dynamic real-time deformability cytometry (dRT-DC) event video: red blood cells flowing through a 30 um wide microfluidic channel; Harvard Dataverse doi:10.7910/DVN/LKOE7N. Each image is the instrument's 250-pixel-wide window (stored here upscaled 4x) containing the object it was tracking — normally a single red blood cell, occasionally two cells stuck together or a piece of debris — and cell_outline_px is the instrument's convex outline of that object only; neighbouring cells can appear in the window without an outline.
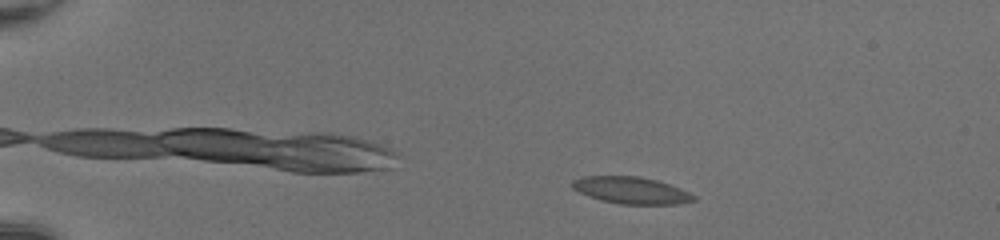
{"species": "common noctule bat (a hibernating species)", "species_latin": "Nyctalus noctula", "temperature_condition": "room temperature", "stored_images_in_passage": 48, "camera_frame_rate_fps": 3000, "um_per_image_px": 0.085, "animal": {"sex": "female", "body_mass_g": 20.0, "forearm_length_mm": 54.0}, "frame": {"image": 1, "passage_image": 7, "time_ms": 2.0, "image_size_px": [1000, 240], "cell_outline_px": [[696, 200], [680, 204], [620, 204], [600, 200], [588, 196], [572, 188], [572, 180], [580, 176], [640, 176], [656, 180], [680, 188], [696, 196]], "centroid_in_image_um": [53.64, 16.17], "position_along_channel_um": 31.4, "area_um2": 19.07}}
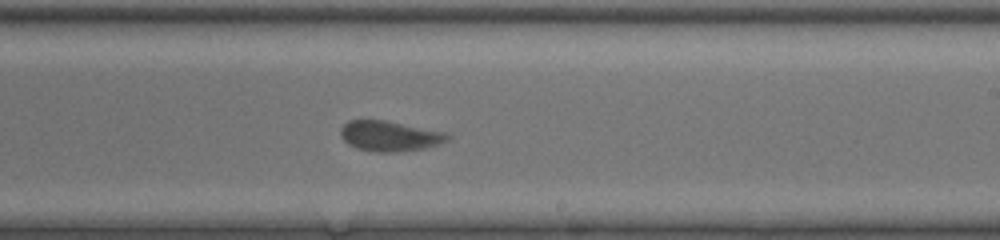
{"frame": {"image": 2, "passage_image": 30, "time_ms": 9.667, "image_size_px": [1000, 240], "cell_outline_px": [[452, 136], [448, 140], [440, 144], [424, 148], [396, 152], [372, 152], [356, 148], [348, 144], [340, 136], [340, 128], [348, 120], [384, 120], [444, 132]], "centroid_in_image_um": [33.09, 11.57], "position_along_channel_um": 255.9, "area_um2": 18.9}}
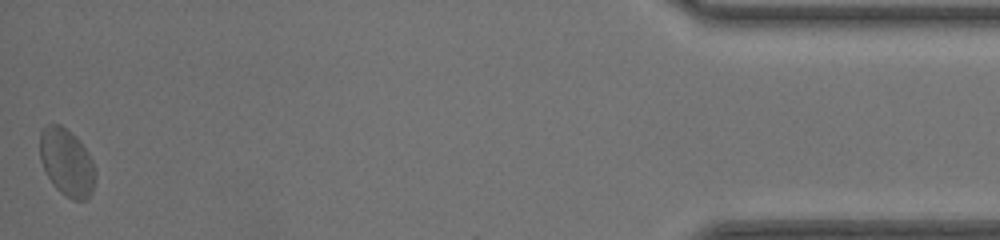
{"frame": {"image": 3, "passage_image": 48, "time_ms": 15.667, "image_size_px": [1000, 240], "cell_outline_px": [[96, 180], [92, 192], [84, 200], [72, 200], [60, 192], [56, 188], [48, 176], [40, 160], [40, 132], [48, 124], [60, 124], [76, 136], [80, 140], [88, 152], [92, 160], [96, 172]], "centroid_in_image_um": [5.69, 13.8], "position_along_channel_um": 429.5, "area_um2": 21.85}, "authors_computed_cell_mechanics": {"area_um2": 19.1896, "velocity_mm_per_s": 4.1744, "shape_relaxation_time_tau1_ms": 4.432, "shape_relaxation_time_tau2_ms": 1.0486, "deformation_change_tau1": 0.1188, "deformation_change_tau2": 0.0589}}